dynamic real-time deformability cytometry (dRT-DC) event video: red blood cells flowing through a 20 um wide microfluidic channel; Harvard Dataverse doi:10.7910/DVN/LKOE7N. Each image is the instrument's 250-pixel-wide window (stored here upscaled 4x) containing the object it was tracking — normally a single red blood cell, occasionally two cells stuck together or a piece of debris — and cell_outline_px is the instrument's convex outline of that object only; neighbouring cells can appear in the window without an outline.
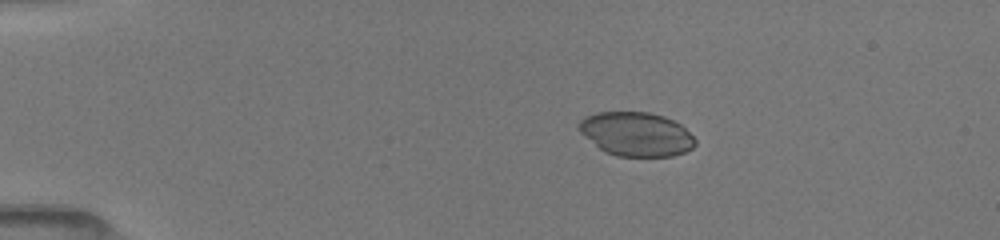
{"species": "common noctule bat (a hibernating species)", "species_latin": "Nyctalus noctula", "temperature_condition": "room temperature", "stored_images_in_passage": 63, "camera_frame_rate_fps": 3000, "um_per_image_px": 0.085, "animal": {"sex": "female", "body_mass_g": 19.5, "forearm_length_mm": 54.1}, "frame": {"image": 1, "passage_image": 14, "time_ms": 3.333, "image_size_px": [1000, 240], "cell_outline_px": [[696, 144], [692, 148], [684, 152], [672, 156], [616, 156], [604, 152], [580, 132], [580, 120], [584, 116], [596, 112], [648, 112], [664, 116], [680, 124], [696, 140]], "centroid_in_image_um": [54.07, 11.4], "position_along_channel_um": 30.9, "area_um2": 29.65}}
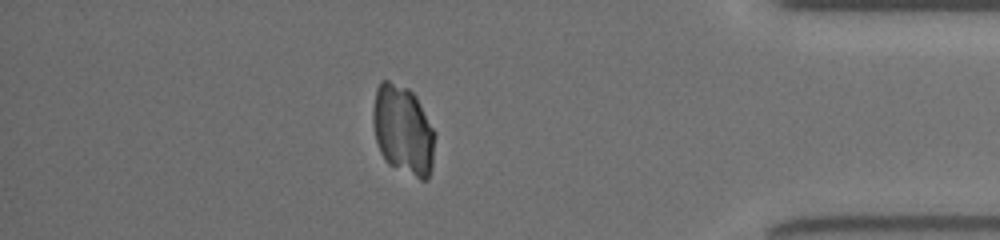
{"frame": {"image": 2, "passage_image": 55, "time_ms": 15.0, "image_size_px": [1000, 240], "cell_outline_px": [[436, 136], [432, 164], [428, 180], [420, 180], [388, 164], [384, 160], [380, 152], [376, 140], [372, 124], [372, 108], [376, 88], [380, 80], [388, 80], [408, 88], [416, 96], [436, 132]], "centroid_in_image_um": [34.26, 11.05], "position_along_channel_um": 400.9, "area_um2": 32.89}}